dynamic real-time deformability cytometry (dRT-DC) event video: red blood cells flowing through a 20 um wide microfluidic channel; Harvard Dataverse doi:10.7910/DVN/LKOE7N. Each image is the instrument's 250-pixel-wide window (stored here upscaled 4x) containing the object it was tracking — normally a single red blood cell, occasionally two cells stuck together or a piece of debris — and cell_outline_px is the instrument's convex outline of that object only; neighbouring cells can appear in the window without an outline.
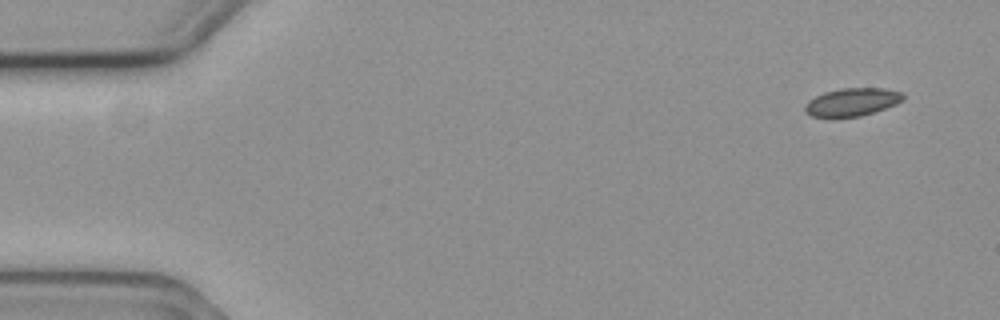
{"species": "common noctule bat (a hibernating species)", "species_latin": "Nyctalus noctula", "temperature_condition": "cold", "stored_images_in_passage": 14, "camera_frame_rate_fps": 3000, "um_per_image_px": 0.085, "animal": {"sex": "female", "body_mass_g": 19.3, "forearm_length_mm": 54.1}, "frame": {"image": 1, "passage_image": 1, "time_ms": 0.0, "image_size_px": [1000, 320], "cell_outline_px": [[904, 100], [896, 104], [860, 116], [812, 116], [804, 112], [804, 104], [808, 100], [824, 92], [840, 88], [884, 88], [904, 92]], "centroid_in_image_um": [72.43, 8.65], "position_along_channel_um": 12.6, "area_um2": 15.9}}
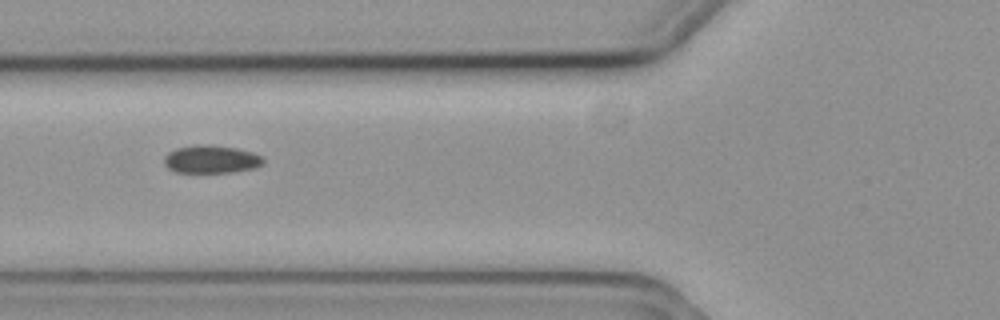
{"frame": {"image": 2, "passage_image": 5, "time_ms": 1.333, "image_size_px": [1000, 320], "cell_outline_px": [[264, 164], [256, 168], [232, 172], [176, 172], [168, 168], [164, 164], [164, 156], [168, 152], [176, 148], [196, 144], [208, 144], [236, 148], [252, 152], [264, 156]], "centroid_in_image_um": [17.97, 13.53], "position_along_channel_um": 107.8, "area_um2": 16.36}}
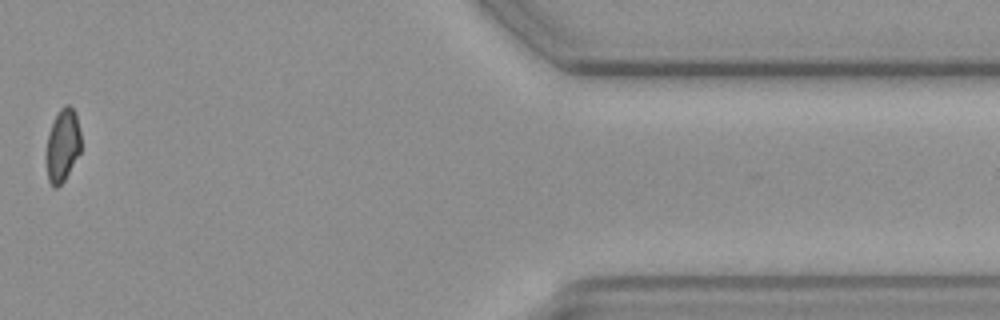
{"frame": {"image": 3, "passage_image": 13, "time_ms": 4.0, "image_size_px": [1000, 320], "cell_outline_px": [[80, 152], [64, 180], [56, 188], [52, 188], [48, 180], [48, 132], [60, 108], [64, 104], [68, 104], [76, 112], [80, 132]], "centroid_in_image_um": [5.35, 12.32], "position_along_channel_um": 406.1, "area_um2": 14.33}}